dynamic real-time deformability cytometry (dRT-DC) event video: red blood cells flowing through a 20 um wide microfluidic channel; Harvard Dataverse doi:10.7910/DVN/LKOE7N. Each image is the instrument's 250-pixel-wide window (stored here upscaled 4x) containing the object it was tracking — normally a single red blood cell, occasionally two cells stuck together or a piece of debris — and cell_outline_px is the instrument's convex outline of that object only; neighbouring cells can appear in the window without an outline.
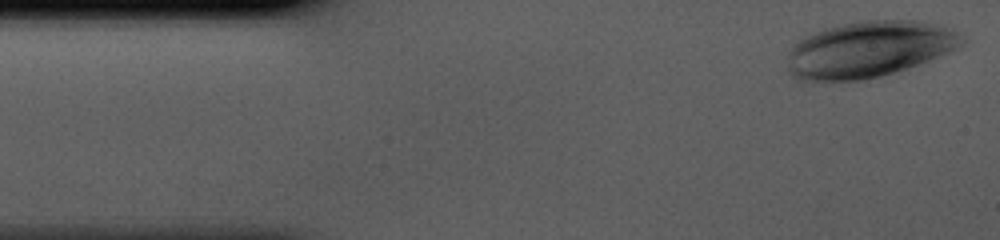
{"species": "human", "species_latin": "Homo sapiens", "temperature_condition": "cold", "stored_images_in_passage": 36, "camera_frame_rate_fps": 3000, "um_per_image_px": 0.085, "donor": {"sex": "male"}, "frame": {"image": 1, "passage_image": 1, "time_ms": 0.0, "image_size_px": [1000, 240], "cell_outline_px": [[964, 40], [948, 52], [908, 68], [880, 76], [864, 80], [796, 80], [788, 72], [788, 52], [792, 44], [804, 36], [824, 28], [864, 20], [916, 20], [932, 24], [956, 32]], "centroid_in_image_um": [73.75, 4.2], "position_along_channel_um": 11.3, "area_um2": 56.53}}
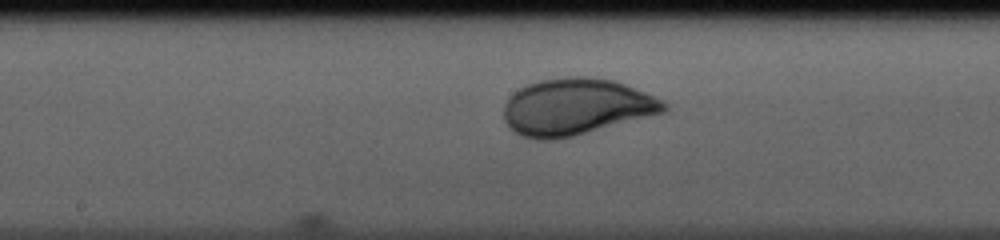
{"frame": {"image": 2, "passage_image": 20, "time_ms": 6.333, "image_size_px": [1000, 240], "cell_outline_px": [[668, 108], [664, 112], [572, 136], [556, 140], [536, 140], [520, 136], [504, 120], [504, 104], [512, 92], [528, 84], [540, 80], [564, 76], [588, 76], [612, 80], [624, 84], [664, 100], [668, 104]], "centroid_in_image_um": [48.94, 9.07], "position_along_channel_um": 199.3, "area_um2": 52.71}}
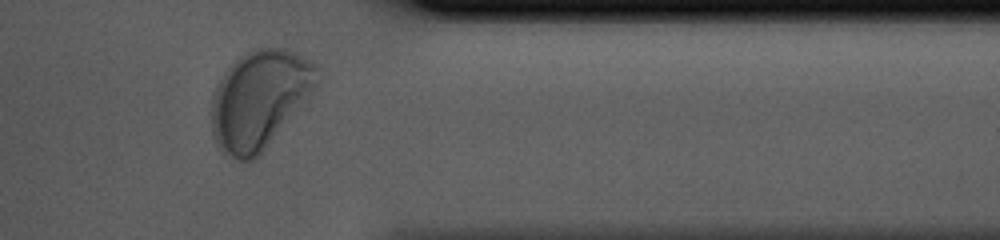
{"frame": {"image": 3, "passage_image": 34, "time_ms": 11.0, "image_size_px": [1000, 240], "cell_outline_px": [[320, 88], [308, 104], [260, 156], [252, 160], [240, 160], [232, 156], [216, 144], [212, 132], [212, 96], [216, 84], [224, 72], [240, 56], [256, 48], [284, 48], [316, 64], [320, 80]], "centroid_in_image_um": [22.16, 8.47], "position_along_channel_um": 389.2, "area_um2": 61.61}}